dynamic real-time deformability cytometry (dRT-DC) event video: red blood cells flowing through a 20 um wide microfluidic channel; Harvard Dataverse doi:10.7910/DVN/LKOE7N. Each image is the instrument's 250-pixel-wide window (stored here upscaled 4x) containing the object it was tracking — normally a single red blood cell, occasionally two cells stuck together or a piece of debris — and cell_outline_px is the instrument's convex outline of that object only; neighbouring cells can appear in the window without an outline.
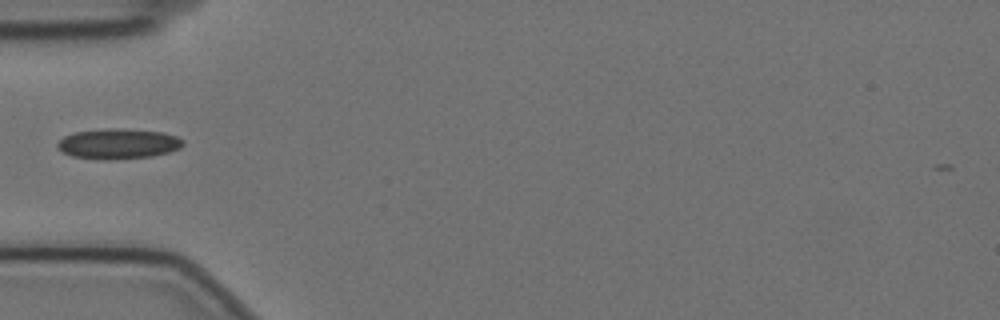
{"species": "Egyptian fruit bat (a non-hibernating species)", "species_latin": "Rousettus aegyptiacus", "temperature_condition": "cold", "stored_images_in_passage": 28, "camera_frame_rate_fps": 3000, "um_per_image_px": 0.085, "animal": {"sex": "female"}, "frame": {"image": 1, "passage_image": 1, "time_ms": 0.0, "image_size_px": [1000, 320], "cell_outline_px": [[184, 144], [180, 148], [168, 152], [152, 156], [112, 160], [100, 160], [72, 156], [56, 148], [56, 144], [64, 136], [72, 132], [108, 128], [124, 128], [164, 132], [176, 136], [184, 140]], "centroid_in_image_um": [10.04, 12.21], "position_along_channel_um": 75.0, "area_um2": 22.48}}
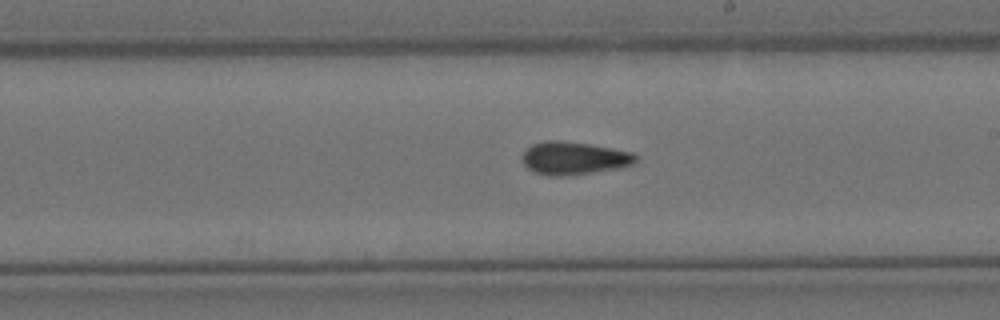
{"frame": {"image": 2, "passage_image": 15, "time_ms": 4.667, "image_size_px": [1000, 320], "cell_outline_px": [[636, 160], [632, 164], [624, 168], [560, 176], [548, 176], [536, 172], [528, 168], [524, 164], [520, 156], [532, 144], [544, 140], [556, 140], [588, 144], [612, 148], [632, 152], [636, 156]], "centroid_in_image_um": [48.77, 13.44], "position_along_channel_um": 240.2, "area_um2": 21.68}}
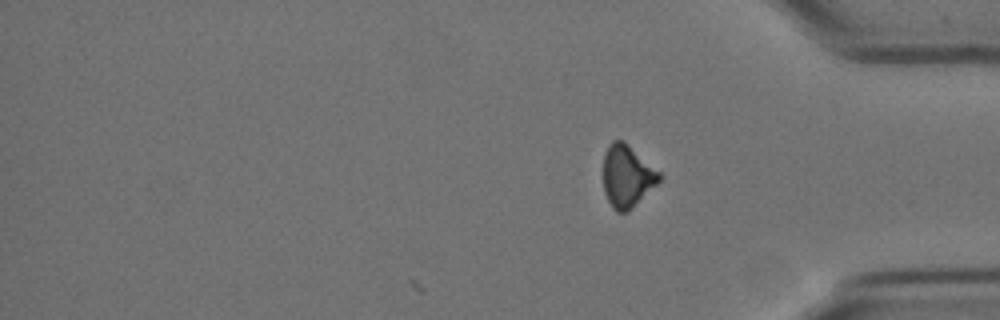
{"frame": {"image": 3, "passage_image": 28, "time_ms": 9.0, "image_size_px": [1000, 320], "cell_outline_px": [[664, 176], [628, 212], [616, 212], [612, 208], [604, 192], [604, 152], [608, 144], [612, 140], [624, 140], [660, 172]], "centroid_in_image_um": [53.3, 14.96], "position_along_channel_um": 381.9, "area_um2": 20.35}}